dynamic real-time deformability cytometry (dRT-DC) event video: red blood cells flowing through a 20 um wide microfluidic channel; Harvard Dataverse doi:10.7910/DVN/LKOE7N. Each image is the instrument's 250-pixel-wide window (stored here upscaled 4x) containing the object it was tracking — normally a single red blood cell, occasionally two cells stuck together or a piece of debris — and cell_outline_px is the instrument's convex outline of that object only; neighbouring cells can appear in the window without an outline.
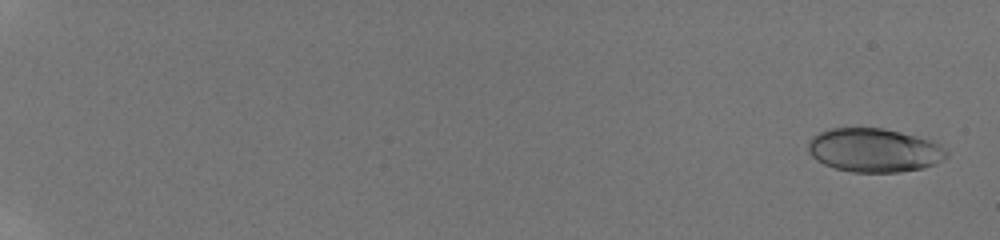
{"species": "human", "species_latin": "Homo sapiens", "temperature_condition": "room temperature", "stored_images_in_passage": 55, "camera_frame_rate_fps": 3000, "um_per_image_px": 0.085, "donor": {"sex": "male"}, "frame": {"image": 1, "passage_image": 2, "time_ms": 0.333, "image_size_px": [1000, 240], "cell_outline_px": [[948, 156], [944, 160], [936, 164], [924, 168], [900, 172], [852, 172], [836, 168], [824, 164], [816, 160], [808, 152], [808, 144], [812, 136], [820, 132], [832, 128], [884, 128], [936, 140], [948, 152]], "centroid_in_image_um": [74.36, 12.76], "position_along_channel_um": 10.6, "area_um2": 35.72}}
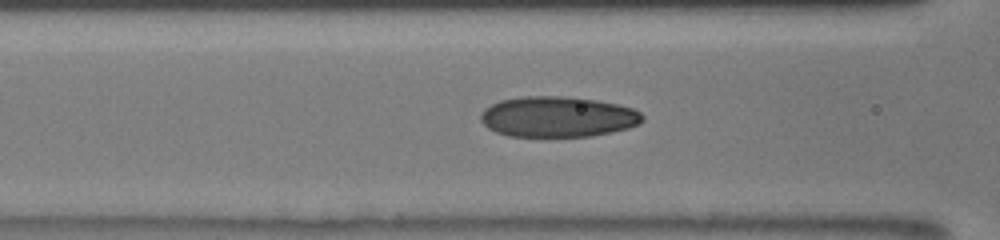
{"frame": {"image": 2, "passage_image": 28, "time_ms": 9.0, "image_size_px": [1000, 240], "cell_outline_px": [[644, 120], [640, 124], [628, 128], [612, 132], [592, 136], [508, 136], [496, 132], [488, 128], [480, 120], [480, 116], [484, 108], [500, 100], [524, 96], [564, 96], [596, 100], [616, 104], [632, 108], [640, 112], [644, 116]], "centroid_in_image_um": [47.41, 9.92], "position_along_channel_um": 119.2, "area_um2": 38.38}}
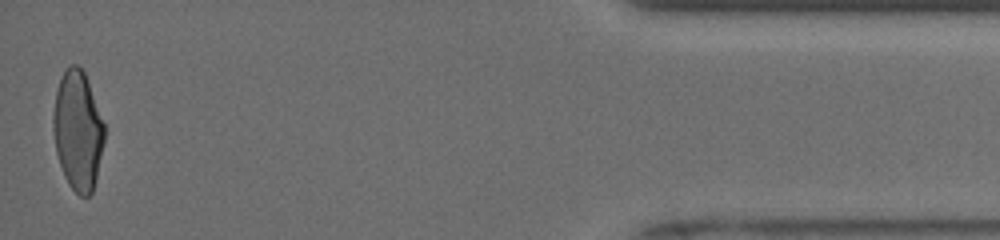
{"frame": {"image": 3, "passage_image": 55, "time_ms": 18.333, "image_size_px": [1000, 240], "cell_outline_px": [[104, 140], [96, 176], [92, 192], [88, 196], [80, 196], [68, 184], [64, 176], [56, 152], [52, 128], [52, 112], [56, 92], [60, 80], [68, 64], [76, 64], [84, 72], [104, 124]], "centroid_in_image_um": [6.58, 11.09], "position_along_channel_um": 428.6, "area_um2": 35.2}, "authors_computed_cell_mechanics": {"area_um2": 36.0672, "velocity_mm_per_s": 3.9701, "shape_relaxation_time_tau1_ms": 6.4669, "shape_relaxation_time_tau2_ms": 1.1046, "deformation_change_tau1": 0.1824, "deformation_change_tau2": 0.0723}}